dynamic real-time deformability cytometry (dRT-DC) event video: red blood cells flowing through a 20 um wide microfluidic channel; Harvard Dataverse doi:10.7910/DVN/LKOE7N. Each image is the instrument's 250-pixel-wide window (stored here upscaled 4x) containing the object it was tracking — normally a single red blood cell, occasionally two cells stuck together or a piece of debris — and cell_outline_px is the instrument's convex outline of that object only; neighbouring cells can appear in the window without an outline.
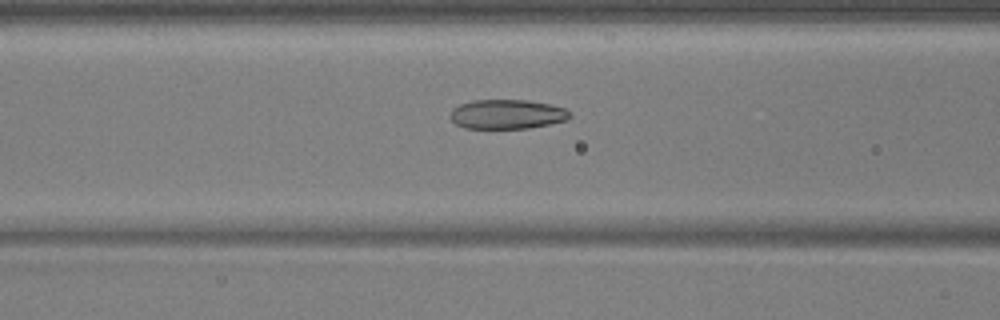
{"species": "common noctule bat (a hibernating species)", "species_latin": "Nyctalus noctula", "temperature_condition": "warm", "stored_images_in_passage": 46, "camera_frame_rate_fps": 3000, "um_per_image_px": 0.085, "animal": {"sex": "male", "body_mass_g": 17.9, "forearm_length_mm": 54.2}, "frame": {"image": 1, "passage_image": 14, "time_ms": 4.333, "image_size_px": [1000, 320], "cell_outline_px": [[572, 116], [568, 120], [528, 128], [464, 128], [456, 124], [448, 116], [452, 108], [460, 104], [472, 100], [528, 100], [548, 104], [564, 108]], "centroid_in_image_um": [43.06, 9.71], "position_along_channel_um": 123.5, "area_um2": 20.52}}
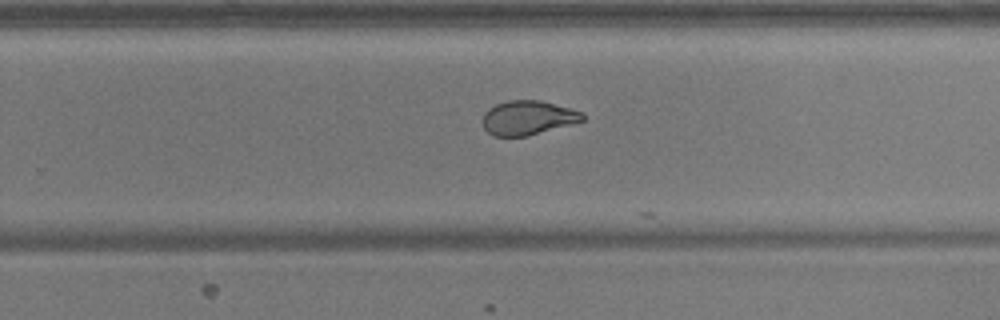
{"frame": {"image": 2, "passage_image": 27, "time_ms": 8.667, "image_size_px": [1000, 320], "cell_outline_px": [[584, 120], [572, 124], [528, 136], [492, 136], [484, 128], [484, 112], [488, 108], [496, 104], [508, 100], [540, 100], [584, 112]], "centroid_in_image_um": [44.88, 10.01], "position_along_channel_um": 284.9, "area_um2": 19.94}}
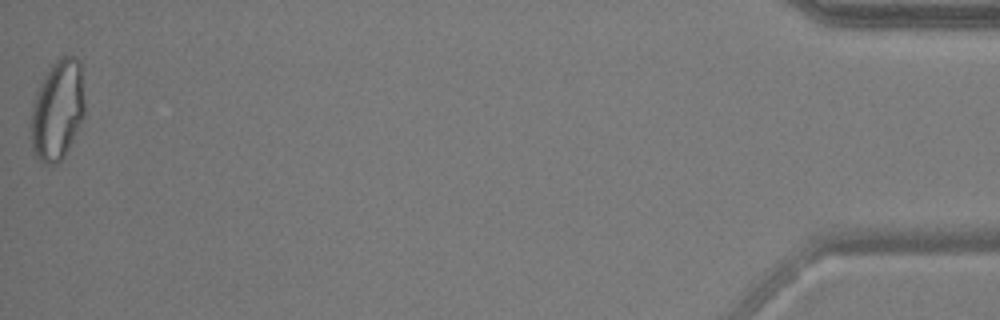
{"frame": {"image": 3, "passage_image": 46, "time_ms": 15.0, "image_size_px": [1000, 320], "cell_outline_px": [[84, 116], [64, 156], [56, 164], [44, 164], [36, 160], [32, 156], [32, 104], [36, 92], [44, 76], [52, 64], [60, 56], [76, 56], [80, 60], [84, 104]], "centroid_in_image_um": [4.88, 9.37], "position_along_channel_um": 430.3, "area_um2": 31.33}, "authors_computed_cell_mechanics": {"area_um2": 22.1085, "velocity_mm_per_s": 3.7252, "shape_relaxation_time_tau1_ms": 8.3697, "shape_relaxation_time_tau2_ms": 1.1088, "deformation_change_tau1": 0.2374, "deformation_change_tau2": 0.0723}}